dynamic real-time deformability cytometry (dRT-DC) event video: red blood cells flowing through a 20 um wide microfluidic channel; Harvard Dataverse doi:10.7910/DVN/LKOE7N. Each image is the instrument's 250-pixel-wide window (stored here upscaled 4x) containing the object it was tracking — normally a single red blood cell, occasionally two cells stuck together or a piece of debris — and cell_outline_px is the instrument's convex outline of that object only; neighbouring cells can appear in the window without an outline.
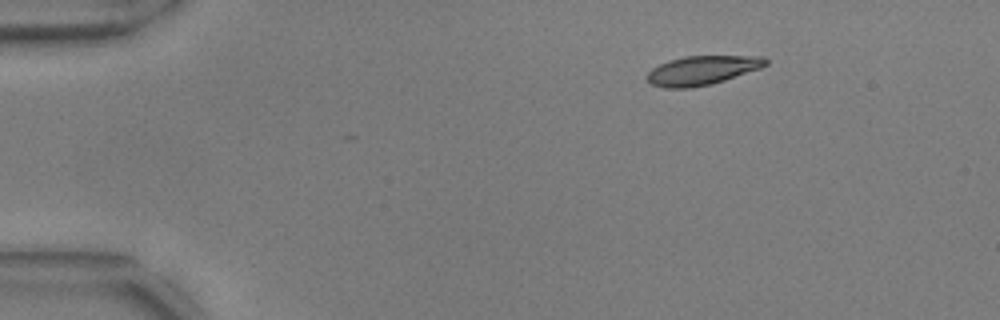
{"species": "common noctule bat (a hibernating species)", "species_latin": "Nyctalus noctula", "temperature_condition": "warm", "stored_images_in_passage": 3, "camera_frame_rate_fps": 3000, "um_per_image_px": 0.085, "animal": {"sex": "male", "body_mass_g": 17.9, "forearm_length_mm": 54.2}, "frame": {"image": 1, "passage_image": 1, "time_ms": 0.0, "image_size_px": [1000, 320], "cell_outline_px": [[768, 64], [760, 68], [712, 84], [692, 88], [664, 88], [652, 84], [648, 80], [648, 72], [652, 68], [668, 60], [684, 56], [764, 56], [768, 60]], "centroid_in_image_um": [59.69, 5.97], "position_along_channel_um": 25.3, "area_um2": 20.06}}